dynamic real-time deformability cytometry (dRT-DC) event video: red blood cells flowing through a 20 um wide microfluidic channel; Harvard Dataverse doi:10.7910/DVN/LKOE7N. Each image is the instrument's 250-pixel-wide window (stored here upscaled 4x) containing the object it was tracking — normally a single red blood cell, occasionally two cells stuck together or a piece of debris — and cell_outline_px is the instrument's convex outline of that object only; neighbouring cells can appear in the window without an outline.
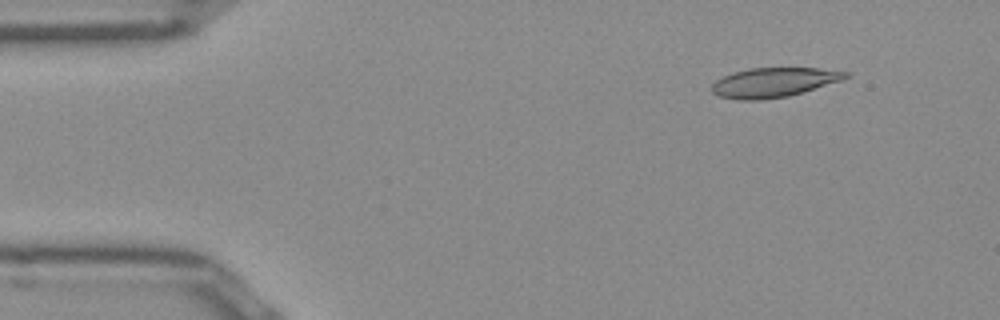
{"species": "Egyptian fruit bat (a non-hibernating species)", "species_latin": "Rousettus aegyptiacus", "temperature_condition": "room temperature", "stored_images_in_passage": 50, "camera_frame_rate_fps": 3000, "um_per_image_px": 0.085, "frame": {"image": 1, "passage_image": 5, "time_ms": 1.333, "image_size_px": [1000, 320], "cell_outline_px": [[852, 76], [840, 80], [788, 96], [760, 100], [736, 100], [720, 96], [712, 92], [712, 84], [716, 80], [724, 76], [736, 72], [752, 68], [820, 68], [852, 72]], "centroid_in_image_um": [65.79, 7.0], "position_along_channel_um": 19.2, "area_um2": 22.77}}
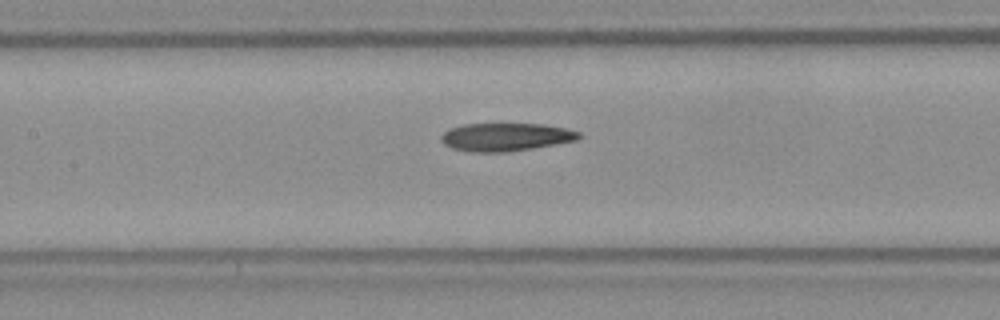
{"frame": {"image": 2, "passage_image": 22, "time_ms": 7.0, "image_size_px": [1000, 320], "cell_outline_px": [[584, 136], [576, 140], [556, 144], [508, 152], [468, 152], [452, 148], [444, 144], [440, 140], [440, 136], [448, 128], [464, 124], [544, 124], [564, 128], [580, 132]], "centroid_in_image_um": [42.96, 11.65], "position_along_channel_um": 164.4, "area_um2": 22.66}}
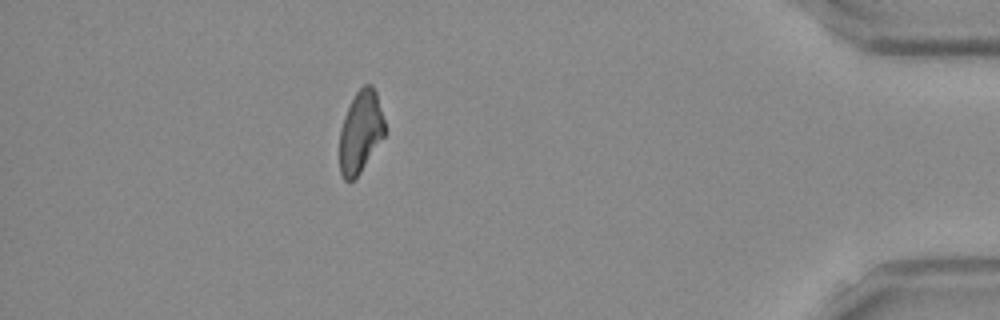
{"frame": {"image": 3, "passage_image": 44, "time_ms": 14.333, "image_size_px": [1000, 320], "cell_outline_px": [[384, 136], [360, 172], [352, 180], [344, 180], [340, 172], [340, 128], [344, 116], [356, 92], [364, 84], [372, 84], [376, 92], [384, 120]], "centroid_in_image_um": [30.63, 11.19], "position_along_channel_um": 404.6, "area_um2": 21.21}, "authors_computed_cell_mechanics": {"area_um2": 22.9755, "velocity_mm_per_s": 3.9812, "shape_relaxation_time_tau1_ms": null, "shape_relaxation_time_tau2_ms": 11.2255, "deformation_change_tau1": null, "deformation_change_tau2": 0.2503}}